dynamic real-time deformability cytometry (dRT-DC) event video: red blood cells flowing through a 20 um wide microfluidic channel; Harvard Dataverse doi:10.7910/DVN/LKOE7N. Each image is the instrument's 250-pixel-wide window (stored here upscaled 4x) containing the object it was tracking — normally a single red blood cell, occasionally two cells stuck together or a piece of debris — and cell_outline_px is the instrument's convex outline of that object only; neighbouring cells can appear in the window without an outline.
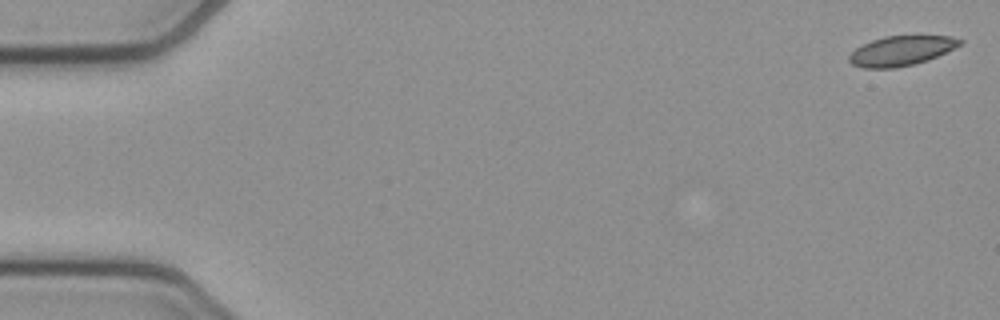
{"species": "common noctule bat (a hibernating species)", "species_latin": "Nyctalus noctula", "temperature_condition": "cold", "stored_images_in_passage": 54, "camera_frame_rate_fps": 3000, "um_per_image_px": 0.085, "animal": {"sex": "female", "body_mass_g": 21.9}, "frame": {"image": 1, "passage_image": 1, "time_ms": 0.0, "image_size_px": [1000, 320], "cell_outline_px": [[964, 40], [960, 44], [928, 60], [896, 68], [864, 68], [852, 64], [848, 60], [848, 56], [856, 48], [872, 40], [884, 36], [952, 36]], "centroid_in_image_um": [76.57, 4.31], "position_along_channel_um": 8.4, "area_um2": 18.9}}
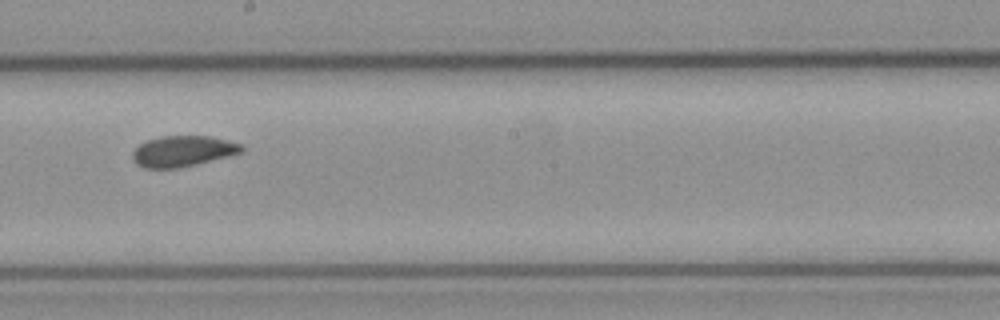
{"frame": {"image": 2, "passage_image": 30, "time_ms": 9.667, "image_size_px": [1000, 320], "cell_outline_px": [[244, 148], [240, 152], [196, 164], [180, 168], [144, 168], [136, 164], [132, 160], [132, 152], [140, 144], [148, 140], [160, 136], [208, 136], [240, 144]], "centroid_in_image_um": [15.46, 12.85], "position_along_channel_um": 232.7, "area_um2": 19.25}}
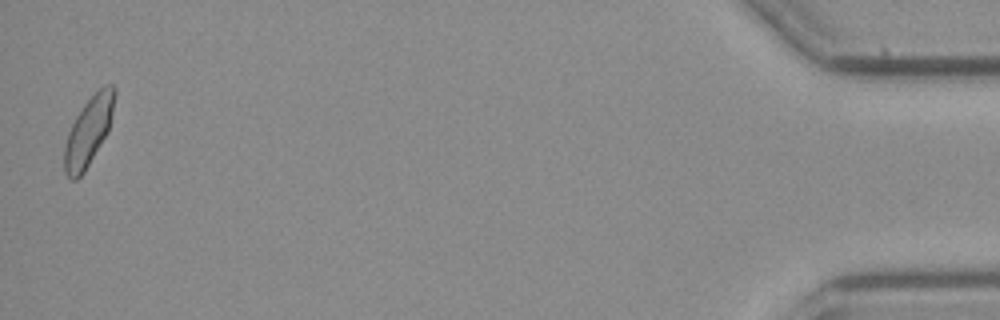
{"frame": {"image": 3, "passage_image": 53, "time_ms": 17.333, "image_size_px": [1000, 320], "cell_outline_px": [[116, 92], [108, 132], [84, 172], [76, 180], [72, 180], [64, 172], [64, 148], [68, 132], [76, 116], [84, 104], [104, 84], [112, 84], [116, 88]], "centroid_in_image_um": [7.52, 11.16], "position_along_channel_um": 427.7, "area_um2": 19.88}, "authors_computed_cell_mechanics": {"area_um2": 19.9988, "velocity_mm_per_s": 3.8025, "shape_relaxation_time_tau1_ms": 5.7997, "shape_relaxation_time_tau2_ms": 5.9965, "deformation_change_tau1": 0.1095, "deformation_change_tau2": 0.0752}}